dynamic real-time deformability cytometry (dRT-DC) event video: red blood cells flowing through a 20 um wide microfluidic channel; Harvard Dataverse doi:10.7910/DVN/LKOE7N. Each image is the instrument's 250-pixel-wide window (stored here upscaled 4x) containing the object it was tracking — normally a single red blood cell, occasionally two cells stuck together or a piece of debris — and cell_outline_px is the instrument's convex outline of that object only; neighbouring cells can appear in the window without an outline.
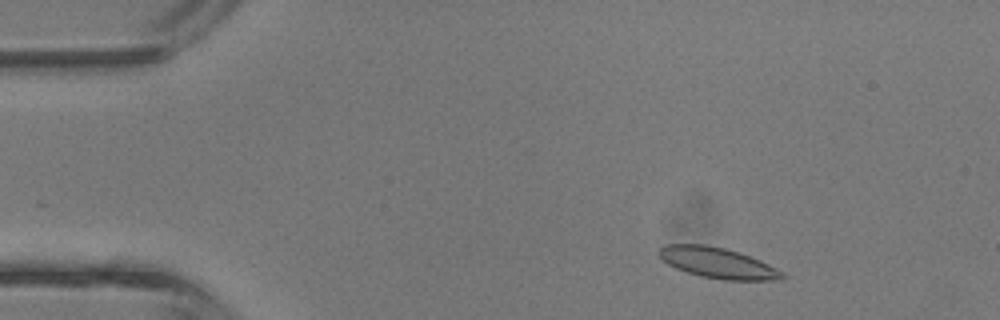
{"species": "common noctule bat (a hibernating species)", "species_latin": "Nyctalus noctula", "temperature_condition": "room temperature", "stored_images_in_passage": 40, "camera_frame_rate_fps": 3000, "um_per_image_px": 0.085, "animal": {"sex": "male", "body_mass_g": 13.3}, "frame": {"image": 1, "passage_image": 4, "time_ms": 1.0, "image_size_px": [1000, 320], "cell_outline_px": [[788, 276], [784, 280], [724, 280], [700, 276], [684, 272], [668, 264], [656, 252], [664, 244], [704, 244], [724, 248], [740, 252], [760, 260], [784, 272]], "centroid_in_image_um": [61.03, 22.35], "position_along_channel_um": 24.0, "area_um2": 22.31}}
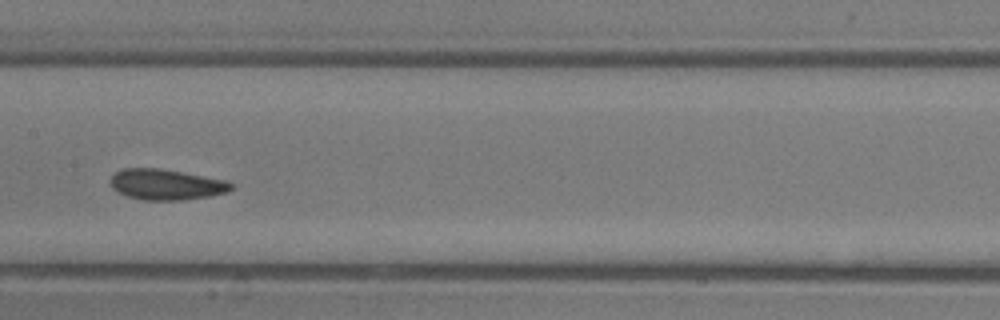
{"frame": {"image": 2, "passage_image": 19, "time_ms": 6.0, "image_size_px": [1000, 320], "cell_outline_px": [[236, 184], [228, 192], [208, 196], [180, 200], [144, 200], [128, 196], [116, 192], [112, 188], [112, 176], [116, 172], [124, 168], [160, 168], [228, 180]], "centroid_in_image_um": [14.17, 15.68], "position_along_channel_um": 193.2, "area_um2": 21.62}}
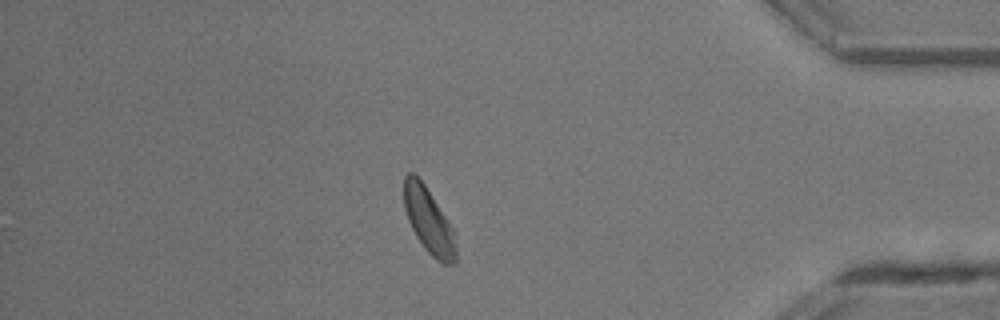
{"frame": {"image": 3, "passage_image": 34, "time_ms": 11.0, "image_size_px": [1000, 320], "cell_outline_px": [[456, 264], [444, 264], [436, 260], [424, 248], [416, 236], [408, 220], [404, 208], [404, 176], [408, 172], [412, 172], [424, 184], [456, 232]], "centroid_in_image_um": [36.46, 18.8], "position_along_channel_um": 398.7, "area_um2": 19.88}, "authors_computed_cell_mechanics": {"area_um2": 21.2993, "velocity_mm_per_s": 4.896, "shape_relaxation_time_tau1_ms": 3.8767, "shape_relaxation_time_tau2_ms": 2.5354, "deformation_change_tau1": 0.1016, "deformation_change_tau2": 0.0674}}